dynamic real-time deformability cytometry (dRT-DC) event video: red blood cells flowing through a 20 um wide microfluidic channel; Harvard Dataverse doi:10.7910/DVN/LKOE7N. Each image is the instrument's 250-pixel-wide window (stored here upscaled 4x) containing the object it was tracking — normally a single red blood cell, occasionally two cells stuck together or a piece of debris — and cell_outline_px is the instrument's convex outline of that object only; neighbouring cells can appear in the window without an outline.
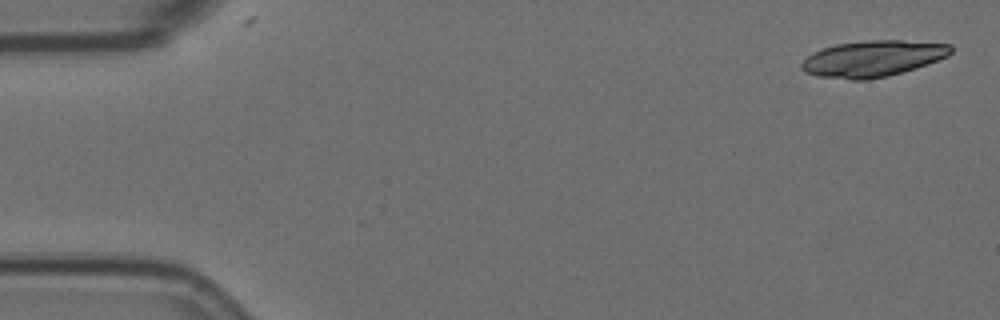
{"species": "Egyptian fruit bat (a non-hibernating species)", "species_latin": "Rousettus aegyptiacus", "temperature_condition": "room temperature", "stored_images_in_passage": 5, "camera_frame_rate_fps": 3000, "um_per_image_px": 0.085, "animal": {"sex": "female"}, "frame": {"image": 1, "passage_image": 1, "time_ms": 0.0, "image_size_px": [1000, 320], "cell_outline_px": [[952, 52], [948, 56], [888, 76], [868, 80], [852, 80], [820, 76], [804, 72], [800, 68], [800, 64], [812, 52], [820, 48], [836, 44], [868, 40], [904, 40], [952, 44]], "centroid_in_image_um": [74.14, 4.97], "position_along_channel_um": 10.9, "area_um2": 31.39}}